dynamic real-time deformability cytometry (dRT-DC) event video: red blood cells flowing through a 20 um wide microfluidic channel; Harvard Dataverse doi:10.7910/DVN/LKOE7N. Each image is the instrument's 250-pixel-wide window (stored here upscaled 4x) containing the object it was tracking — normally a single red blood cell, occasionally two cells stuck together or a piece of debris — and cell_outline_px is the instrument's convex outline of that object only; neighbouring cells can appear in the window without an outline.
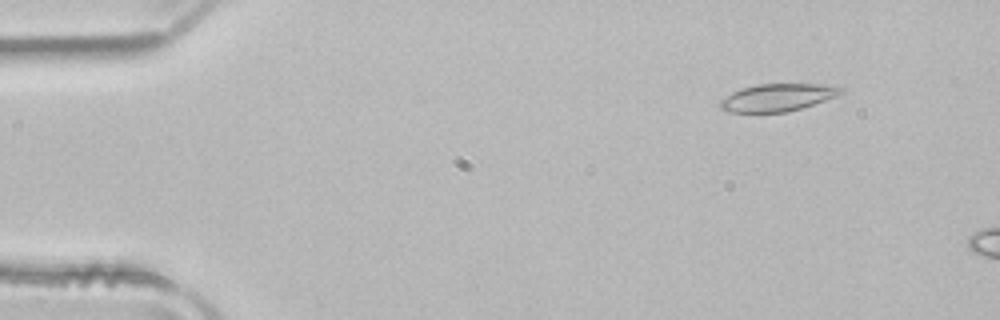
{"species": "common noctule bat (a hibernating species)", "species_latin": "Nyctalus noctula", "temperature_condition": "room temperature", "stored_images_in_passage": 9, "camera_frame_rate_fps": 3000, "um_per_image_px": 0.085, "animal": {"sex": "male", "body_mass_g": 21.5, "forearm_length_mm": 52.0}, "frame": {"image": 1, "passage_image": 1, "time_ms": 0.0, "image_size_px": [1000, 320], "cell_outline_px": [[844, 92], [836, 96], [800, 108], [784, 112], [728, 112], [720, 108], [720, 100], [732, 92], [740, 88], [756, 84], [824, 84], [844, 88]], "centroid_in_image_um": [66.06, 8.27], "position_along_channel_um": 18.9, "area_um2": 19.19}}